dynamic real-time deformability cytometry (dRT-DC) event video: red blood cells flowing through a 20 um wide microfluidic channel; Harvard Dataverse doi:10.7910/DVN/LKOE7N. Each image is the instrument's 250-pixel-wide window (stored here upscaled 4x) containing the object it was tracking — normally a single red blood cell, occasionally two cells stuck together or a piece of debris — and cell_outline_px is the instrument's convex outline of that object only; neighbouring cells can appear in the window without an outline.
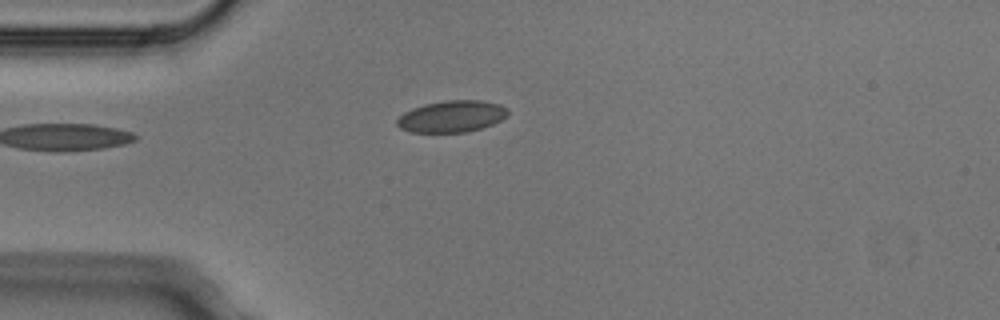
{"species": "Egyptian fruit bat (a non-hibernating species)", "species_latin": "Rousettus aegyptiacus", "temperature_condition": "cold", "stored_images_in_passage": 3, "camera_frame_rate_fps": 3000, "um_per_image_px": 0.085, "animal": {"sex": "male"}, "frame": {"image": 1, "passage_image": 3, "time_ms": 0.667, "image_size_px": [1000, 320], "cell_outline_px": [[508, 112], [500, 120], [492, 124], [468, 132], [408, 132], [400, 128], [396, 124], [396, 120], [404, 112], [412, 108], [424, 104], [444, 100], [480, 100], [500, 104], [508, 108]], "centroid_in_image_um": [38.37, 9.89], "position_along_channel_um": 46.6, "area_um2": 20.46}}